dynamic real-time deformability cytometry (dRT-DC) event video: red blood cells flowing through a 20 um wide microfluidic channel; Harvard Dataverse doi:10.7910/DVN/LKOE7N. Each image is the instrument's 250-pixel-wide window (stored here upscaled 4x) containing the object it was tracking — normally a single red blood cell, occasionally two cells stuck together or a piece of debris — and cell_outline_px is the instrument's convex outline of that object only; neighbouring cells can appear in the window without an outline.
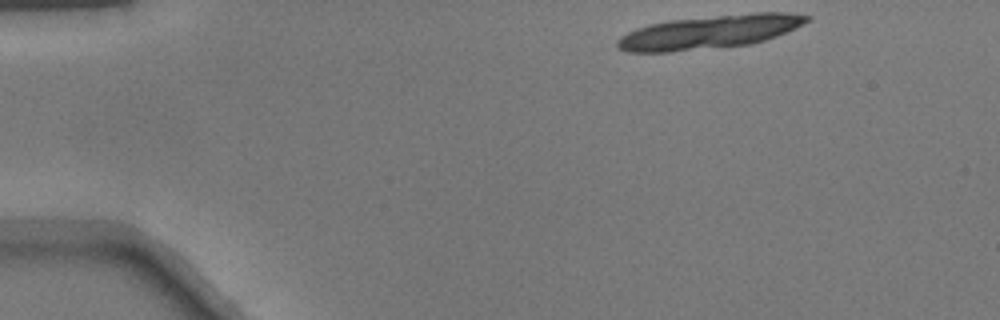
{"species": "common noctule bat (a hibernating species)", "species_latin": "Nyctalus noctula", "temperature_condition": "warm", "stored_images_in_passage": 3, "camera_frame_rate_fps": 3000, "um_per_image_px": 0.085, "animal": {"sex": "male", "body_mass_g": 17.9}, "frame": {"image": 1, "passage_image": 1, "time_ms": 0.0, "image_size_px": [1000, 320], "cell_outline_px": [[812, 20], [776, 36], [752, 44], [668, 52], [628, 52], [616, 48], [616, 40], [620, 36], [636, 28], [648, 24], [668, 20], [752, 12], [784, 12], [812, 16]], "centroid_in_image_um": [60.29, 2.71], "position_along_channel_um": 24.7, "area_um2": 37.17}}